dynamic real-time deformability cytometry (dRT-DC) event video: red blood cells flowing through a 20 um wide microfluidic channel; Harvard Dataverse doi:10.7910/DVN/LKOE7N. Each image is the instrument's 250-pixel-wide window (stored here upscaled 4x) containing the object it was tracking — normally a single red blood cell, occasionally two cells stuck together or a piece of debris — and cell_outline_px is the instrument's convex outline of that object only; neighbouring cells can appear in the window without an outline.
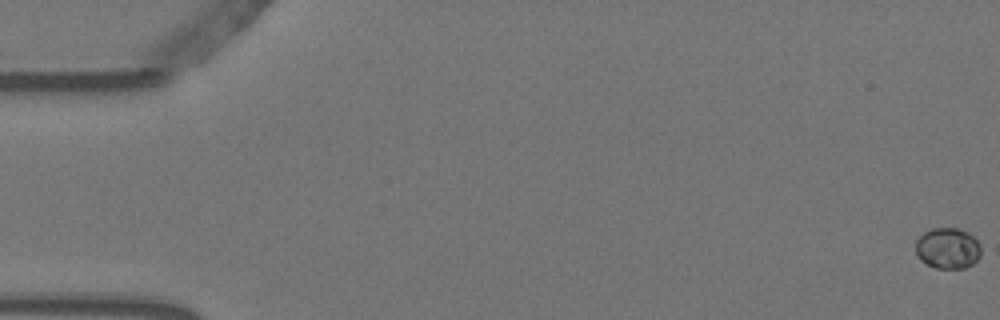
{"species": "Egyptian fruit bat (a non-hibernating species)", "species_latin": "Rousettus aegyptiacus", "temperature_condition": "warm", "stored_images_in_passage": 60, "camera_frame_rate_fps": 3000, "um_per_image_px": 0.085, "animal": {"sex": "female"}, "frame": {"image": 1, "passage_image": 1, "time_ms": 0.0, "image_size_px": [1000, 320], "cell_outline_px": [[980, 256], [972, 264], [964, 268], [936, 268], [920, 260], [916, 256], [916, 240], [924, 232], [932, 228], [960, 228], [968, 232], [976, 240], [980, 248]], "centroid_in_image_um": [80.54, 21.09], "position_along_channel_um": 4.5, "area_um2": 15.55}}
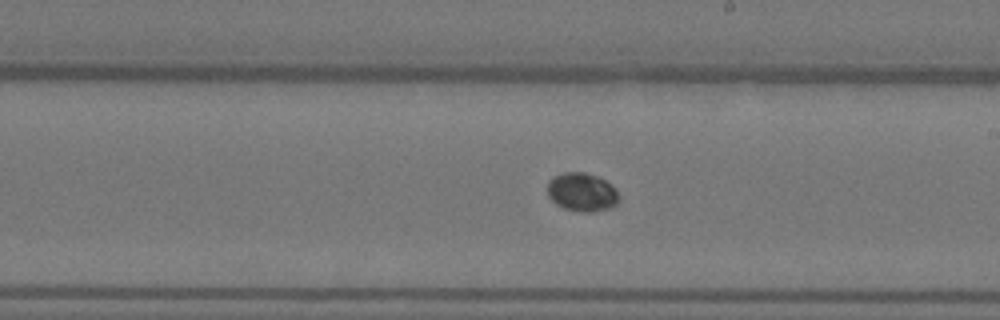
{"frame": {"image": 2, "passage_image": 34, "time_ms": 11.0, "image_size_px": [1000, 320], "cell_outline_px": [[620, 200], [616, 204], [608, 208], [592, 212], [580, 212], [564, 208], [556, 204], [548, 196], [548, 180], [564, 172], [584, 172], [600, 176], [616, 188], [620, 196]], "centroid_in_image_um": [49.5, 16.32], "position_along_channel_um": 239.5, "area_um2": 16.24}}
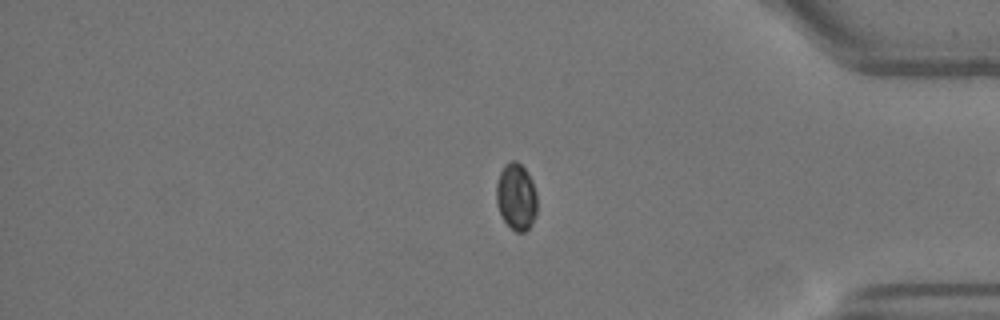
{"frame": {"image": 3, "passage_image": 49, "time_ms": 16.0, "image_size_px": [1000, 320], "cell_outline_px": [[536, 216], [532, 224], [524, 232], [516, 232], [504, 220], [496, 204], [496, 184], [500, 172], [504, 164], [512, 160], [516, 160], [528, 172], [532, 180], [536, 192]], "centroid_in_image_um": [43.88, 16.7], "position_along_channel_um": 391.3, "area_um2": 15.95}}